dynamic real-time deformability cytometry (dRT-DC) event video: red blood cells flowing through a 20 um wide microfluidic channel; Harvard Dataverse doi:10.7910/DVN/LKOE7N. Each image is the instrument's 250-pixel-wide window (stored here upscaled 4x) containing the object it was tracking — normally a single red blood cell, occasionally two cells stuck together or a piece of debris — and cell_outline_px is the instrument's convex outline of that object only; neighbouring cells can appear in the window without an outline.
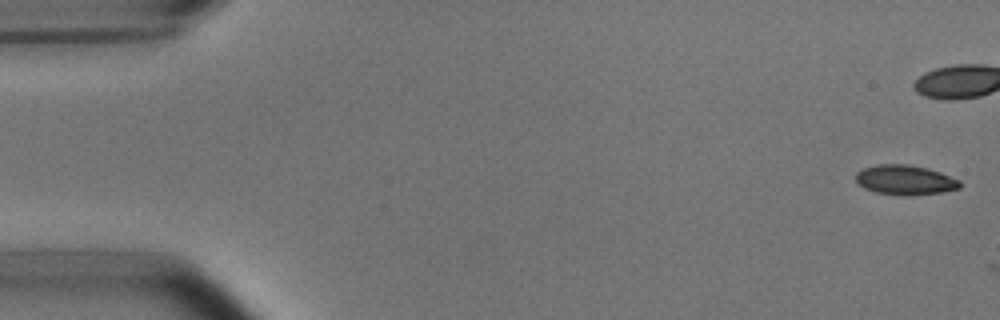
{"species": "common noctule bat (a hibernating species)", "species_latin": "Nyctalus noctula", "temperature_condition": "room temperature", "stored_images_in_passage": 2, "camera_frame_rate_fps": 3000, "um_per_image_px": 0.085, "animal": {"sex": "male", "body_mass_g": 15.6}, "frame": {"image": 1, "passage_image": 1, "time_ms": 0.0, "image_size_px": [1000, 320], "cell_outline_px": [[960, 188], [940, 192], [904, 196], [876, 192], [864, 188], [856, 180], [856, 172], [864, 168], [876, 164], [908, 164], [928, 168], [940, 172], [960, 180]], "centroid_in_image_um": [76.93, 15.28], "position_along_channel_um": 8.1, "area_um2": 17.98}}